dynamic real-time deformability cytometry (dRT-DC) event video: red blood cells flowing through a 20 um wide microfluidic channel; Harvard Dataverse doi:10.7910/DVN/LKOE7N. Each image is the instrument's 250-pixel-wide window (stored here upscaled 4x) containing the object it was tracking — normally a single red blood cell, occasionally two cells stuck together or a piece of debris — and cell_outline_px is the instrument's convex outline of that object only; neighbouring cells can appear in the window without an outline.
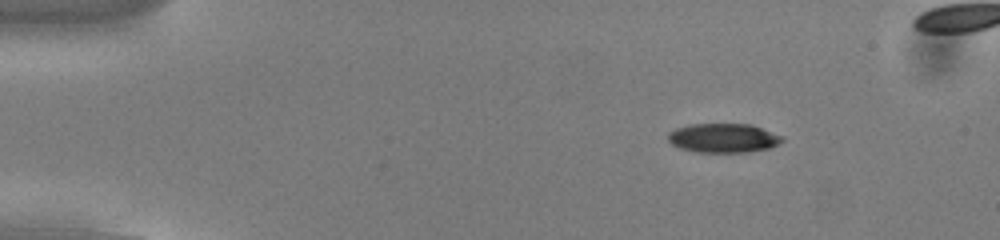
{"species": "common noctule bat (a hibernating species)", "species_latin": "Nyctalus noctula", "temperature_condition": "cold", "stored_images_in_passage": 51, "camera_frame_rate_fps": 3000, "um_per_image_px": 0.085, "animal": {"sex": "male", "body_mass_g": 13.0, "forearm_length_mm": 53.1}, "frame": {"image": 1, "passage_image": 8, "time_ms": 2.333, "image_size_px": [1000, 240], "cell_outline_px": [[784, 140], [768, 148], [748, 152], [696, 152], [680, 148], [672, 144], [668, 140], [668, 132], [676, 128], [688, 124], [752, 124], [784, 136]], "centroid_in_image_um": [61.48, 11.72], "position_along_channel_um": 23.5, "area_um2": 19.48}}
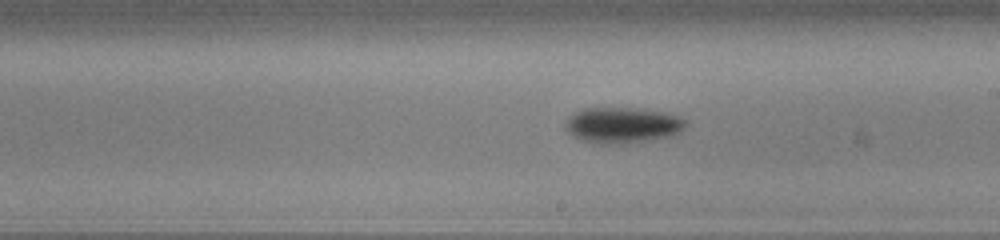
{"frame": {"image": 2, "passage_image": 31, "time_ms": 10.0, "image_size_px": [1000, 240], "cell_outline_px": [[688, 124], [676, 136], [624, 144], [600, 144], [580, 140], [568, 132], [564, 128], [564, 124], [568, 116], [584, 108], [644, 108], [664, 112], [688, 120]], "centroid_in_image_um": [52.94, 10.64], "position_along_channel_um": 236.1, "area_um2": 25.66}}
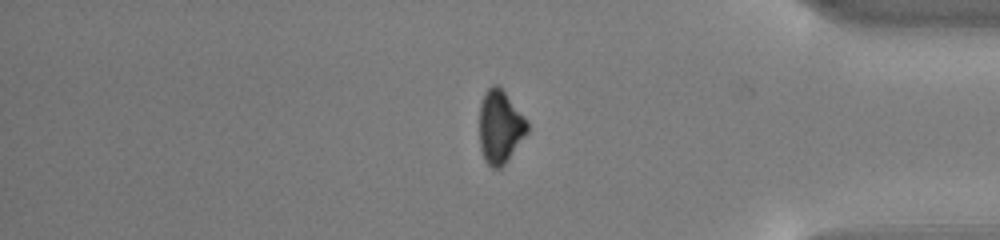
{"frame": {"image": 3, "passage_image": 45, "time_ms": 14.667, "image_size_px": [1000, 240], "cell_outline_px": [[528, 132], [508, 160], [500, 168], [492, 168], [484, 160], [480, 148], [480, 104], [484, 92], [492, 84], [496, 84], [504, 92], [528, 120]], "centroid_in_image_um": [42.51, 10.79], "position_along_channel_um": 392.7, "area_um2": 20.4}, "authors_computed_cell_mechanics": {"area_um2": 21.5016, "velocity_mm_per_s": 3.8528, "shape_relaxation_time_tau1_ms": 2.7352, "shape_relaxation_time_tau2_ms": null, "deformation_change_tau1": 0.1131, "deformation_change_tau2": null}}